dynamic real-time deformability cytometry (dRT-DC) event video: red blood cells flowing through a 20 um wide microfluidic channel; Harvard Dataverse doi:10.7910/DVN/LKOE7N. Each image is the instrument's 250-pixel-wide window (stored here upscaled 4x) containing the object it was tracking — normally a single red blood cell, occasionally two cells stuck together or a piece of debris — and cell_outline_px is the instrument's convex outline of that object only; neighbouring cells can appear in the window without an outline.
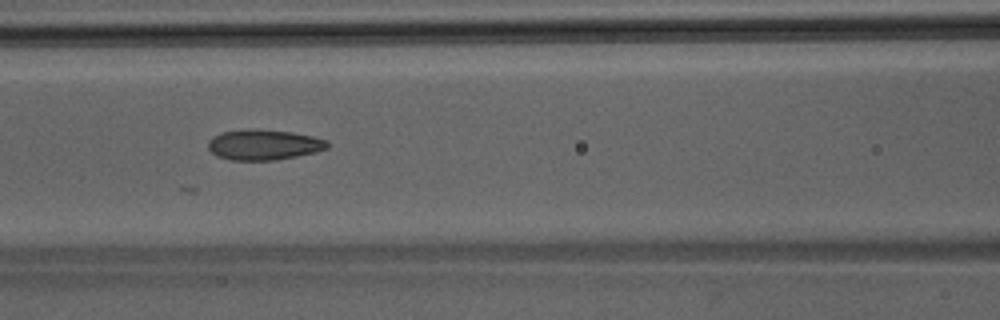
{"species": "Egyptian fruit bat (a non-hibernating species)", "species_latin": "Rousettus aegyptiacus", "temperature_condition": "room temperature", "stored_images_in_passage": 28, "camera_frame_rate_fps": 3000, "um_per_image_px": 0.085, "animal": {"sex": "male"}, "frame": {"image": 1, "passage_image": 20, "time_ms": 6.333, "image_size_px": [1000, 320], "cell_outline_px": [[328, 148], [316, 152], [276, 160], [232, 160], [216, 156], [208, 148], [208, 140], [212, 136], [224, 132], [292, 132], [312, 136], [328, 140]], "centroid_in_image_um": [22.45, 12.36], "position_along_channel_um": 144.2, "area_um2": 20.23}}